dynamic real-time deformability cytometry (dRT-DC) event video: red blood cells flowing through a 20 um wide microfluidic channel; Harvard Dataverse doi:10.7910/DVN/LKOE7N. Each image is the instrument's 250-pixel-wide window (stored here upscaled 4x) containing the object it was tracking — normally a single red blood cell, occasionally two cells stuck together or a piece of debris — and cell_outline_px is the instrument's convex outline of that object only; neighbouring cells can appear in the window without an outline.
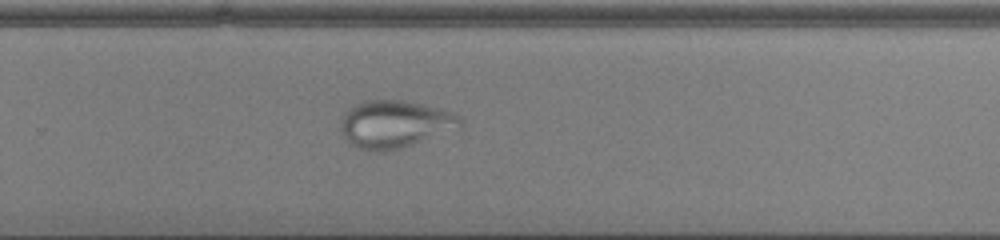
{"species": "common noctule bat (a hibernating species)", "species_latin": "Nyctalus noctula", "temperature_condition": "cold", "stored_images_in_passage": 30, "camera_frame_rate_fps": 3000, "um_per_image_px": 0.085, "animal": {"sex": "male", "body_mass_g": 13.0, "forearm_length_mm": 53.1}, "frame": {"image": 1, "passage_image": 18, "time_ms": 5.667, "image_size_px": [1000, 240], "cell_outline_px": [[464, 124], [412, 144], [400, 148], [376, 152], [364, 152], [348, 144], [340, 128], [340, 116], [352, 104], [364, 100], [404, 100], [440, 108], [452, 112], [460, 116], [464, 120]], "centroid_in_image_um": [33.45, 10.54], "position_along_channel_um": 296.3, "area_um2": 33.29}}